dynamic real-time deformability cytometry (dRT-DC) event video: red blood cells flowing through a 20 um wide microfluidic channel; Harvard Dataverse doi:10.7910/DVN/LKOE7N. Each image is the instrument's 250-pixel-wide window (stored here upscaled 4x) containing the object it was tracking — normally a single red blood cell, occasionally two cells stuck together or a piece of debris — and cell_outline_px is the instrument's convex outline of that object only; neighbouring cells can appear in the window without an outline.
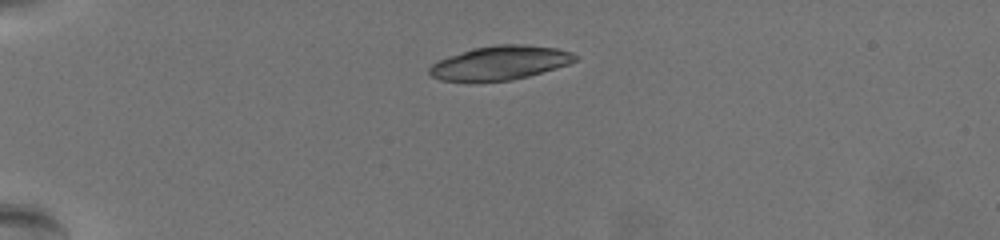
{"species": "common noctule bat (a hibernating species)", "species_latin": "Nyctalus noctula", "temperature_condition": "warm", "stored_images_in_passage": 45, "camera_frame_rate_fps": 3000, "um_per_image_px": 0.085, "animal": {"sex": "female", "body_mass_g": 19.5, "forearm_length_mm": 54.1}, "frame": {"image": 1, "passage_image": 1, "time_ms": 0.0, "image_size_px": [1000, 240], "cell_outline_px": [[580, 56], [576, 60], [568, 64], [556, 68], [528, 76], [512, 80], [440, 80], [432, 76], [428, 72], [428, 68], [436, 60], [472, 48], [496, 44], [528, 44], [556, 48], [572, 52]], "centroid_in_image_um": [42.52, 5.31], "position_along_channel_um": 42.5, "area_um2": 28.73}}
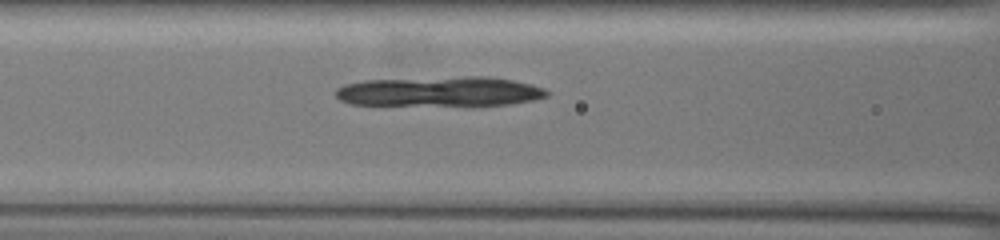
{"frame": {"image": 2, "passage_image": 13, "time_ms": 4.0, "image_size_px": [1000, 240], "cell_outline_px": [[548, 96], [532, 100], [508, 104], [352, 104], [340, 100], [336, 96], [336, 88], [344, 84], [364, 80], [468, 76], [484, 76], [512, 80], [532, 84], [544, 88], [548, 92]], "centroid_in_image_um": [37.38, 7.75], "position_along_channel_um": 129.2, "area_um2": 36.01}}
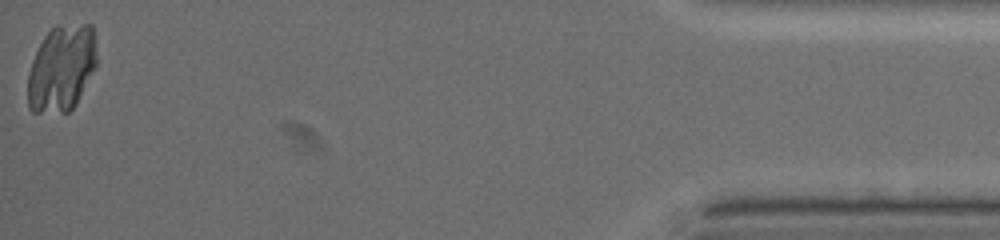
{"frame": {"image": 3, "passage_image": 45, "time_ms": 14.667, "image_size_px": [1000, 240], "cell_outline_px": [[96, 68], [76, 104], [68, 112], [32, 112], [28, 108], [28, 72], [32, 60], [44, 36], [56, 24], [92, 24], [96, 52]], "centroid_in_image_um": [5.23, 5.8], "position_along_channel_um": 430.0, "area_um2": 34.97}}